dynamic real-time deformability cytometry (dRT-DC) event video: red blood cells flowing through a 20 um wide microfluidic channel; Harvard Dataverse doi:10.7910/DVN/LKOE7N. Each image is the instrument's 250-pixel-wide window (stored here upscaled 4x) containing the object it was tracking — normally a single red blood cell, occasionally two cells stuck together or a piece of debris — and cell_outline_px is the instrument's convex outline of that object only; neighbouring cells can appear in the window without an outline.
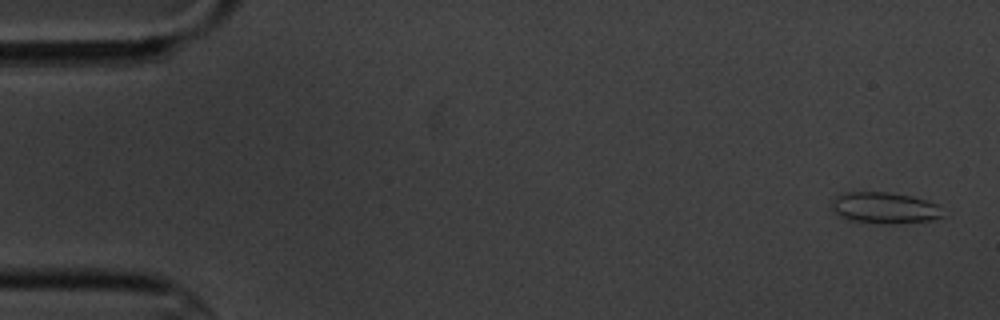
{"species": "common noctule bat (a hibernating species)", "species_latin": "Nyctalus noctula", "temperature_condition": "cold", "stored_images_in_passage": 6, "camera_frame_rate_fps": 3000, "um_per_image_px": 0.085, "animal": {"sex": "male", "body_mass_g": 20.1, "forearm_length_mm": 53.5}, "frame": {"image": 1, "passage_image": 1, "time_ms": 0.0, "image_size_px": [1000, 320], "cell_outline_px": [[944, 216], [932, 220], [892, 224], [884, 224], [848, 220], [840, 216], [828, 208], [832, 200], [836, 196], [844, 192], [888, 192], [912, 196], [928, 200], [936, 204]], "centroid_in_image_um": [75.13, 17.67], "position_along_channel_um": 9.9, "area_um2": 20.52}}
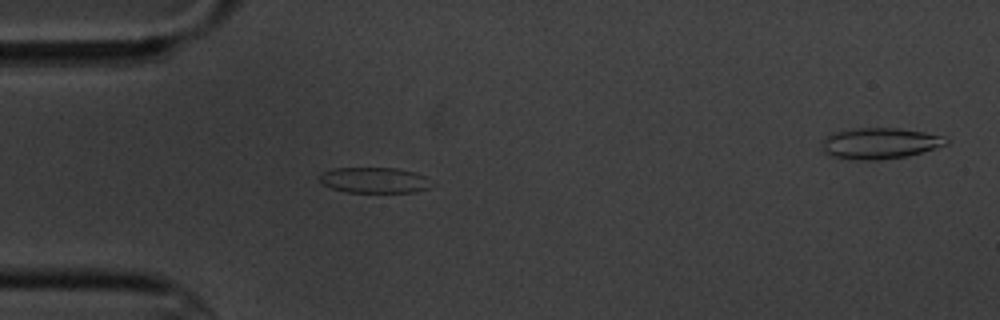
{"frame": {"image": 2, "passage_image": 5, "time_ms": 4.667, "image_size_px": [1000, 320], "cell_outline_px": [[428, 188], [416, 192], [348, 192], [332, 188], [320, 184], [320, 176], [324, 172], [332, 168], [396, 168], [416, 172], [424, 176]], "centroid_in_image_um": [31.75, 15.31], "position_along_channel_um": 53.3, "area_um2": 16.47}}